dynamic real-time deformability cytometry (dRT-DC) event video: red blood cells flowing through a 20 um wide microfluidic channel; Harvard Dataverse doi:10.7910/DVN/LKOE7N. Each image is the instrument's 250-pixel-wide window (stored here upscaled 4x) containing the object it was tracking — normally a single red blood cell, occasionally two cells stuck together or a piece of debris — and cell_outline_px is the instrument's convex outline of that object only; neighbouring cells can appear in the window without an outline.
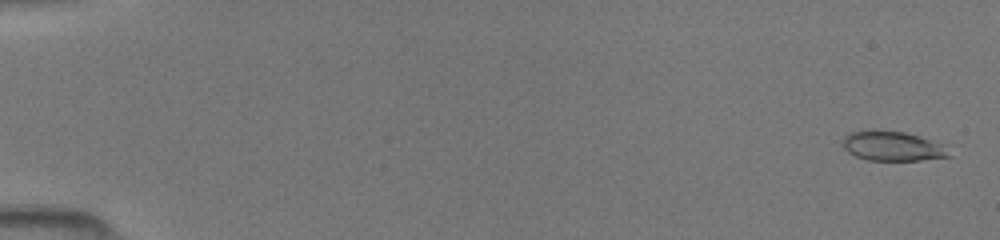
{"species": "common noctule bat (a hibernating species)", "species_latin": "Nyctalus noctula", "temperature_condition": "room temperature", "stored_images_in_passage": 45, "camera_frame_rate_fps": 3000, "um_per_image_px": 0.085, "animal": {"sex": "female", "body_mass_g": 19.5, "forearm_length_mm": 54.1}, "frame": {"image": 1, "passage_image": 2, "time_ms": 0.333, "image_size_px": [1000, 240], "cell_outline_px": [[952, 156], [920, 160], [868, 160], [856, 156], [848, 152], [844, 148], [844, 136], [848, 132], [876, 128], [904, 132], [952, 144]], "centroid_in_image_um": [75.99, 12.39], "position_along_channel_um": 9.0, "area_um2": 19.25}}
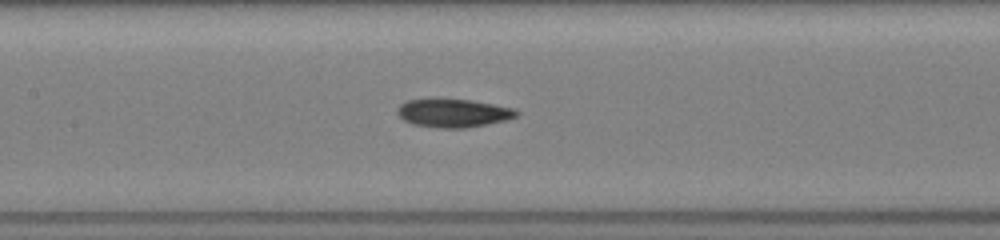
{"frame": {"image": 2, "passage_image": 25, "time_ms": 8.0, "image_size_px": [1000, 240], "cell_outline_px": [[520, 112], [516, 116], [504, 120], [464, 128], [440, 128], [412, 124], [404, 120], [396, 112], [396, 108], [400, 104], [408, 100], [468, 100], [516, 108]], "centroid_in_image_um": [38.52, 9.62], "position_along_channel_um": 168.9, "area_um2": 19.25}}
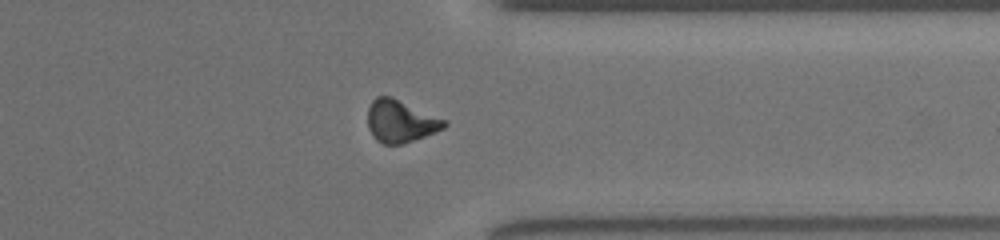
{"frame": {"image": 3, "passage_image": 40, "time_ms": 13.0, "image_size_px": [1000, 240], "cell_outline_px": [[448, 124], [444, 128], [436, 132], [404, 144], [384, 144], [376, 140], [372, 136], [368, 128], [368, 108], [372, 100], [376, 96], [392, 96], [448, 120]], "centroid_in_image_um": [34.06, 10.3], "position_along_channel_um": 377.3, "area_um2": 19.25}}